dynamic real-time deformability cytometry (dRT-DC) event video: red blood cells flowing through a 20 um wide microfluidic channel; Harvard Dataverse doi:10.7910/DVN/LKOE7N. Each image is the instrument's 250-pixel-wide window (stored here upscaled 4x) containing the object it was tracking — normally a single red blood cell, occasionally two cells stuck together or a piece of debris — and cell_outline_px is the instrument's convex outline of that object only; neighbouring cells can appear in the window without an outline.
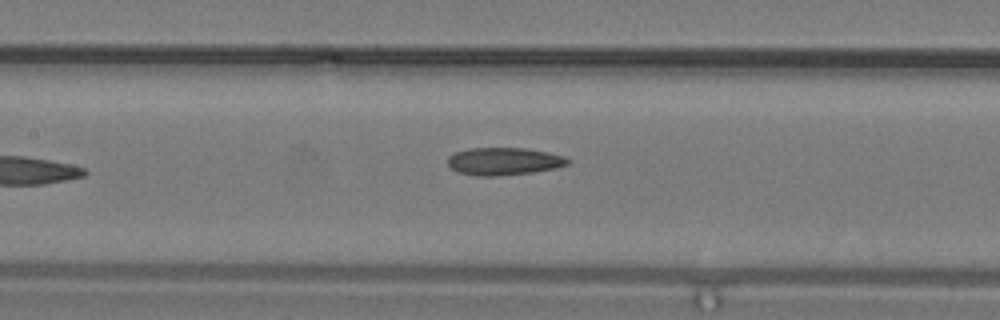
{"species": "common noctule bat (a hibernating species)", "species_latin": "Nyctalus noctula", "temperature_condition": "warm", "stored_images_in_passage": 15, "camera_frame_rate_fps": 3000, "um_per_image_px": 0.085, "animal": {"sex": "male", "body_mass_g": 19.2, "forearm_length_mm": 51.8}, "frame": {"image": 1, "passage_image": 15, "time_ms": 4.667, "image_size_px": [1000, 320], "cell_outline_px": [[572, 160], [568, 164], [556, 168], [532, 172], [496, 176], [476, 176], [460, 172], [452, 168], [448, 164], [448, 156], [456, 152], [468, 148], [528, 148], [548, 152], [564, 156]], "centroid_in_image_um": [42.86, 13.7], "position_along_channel_um": 164.5, "area_um2": 19.31}}